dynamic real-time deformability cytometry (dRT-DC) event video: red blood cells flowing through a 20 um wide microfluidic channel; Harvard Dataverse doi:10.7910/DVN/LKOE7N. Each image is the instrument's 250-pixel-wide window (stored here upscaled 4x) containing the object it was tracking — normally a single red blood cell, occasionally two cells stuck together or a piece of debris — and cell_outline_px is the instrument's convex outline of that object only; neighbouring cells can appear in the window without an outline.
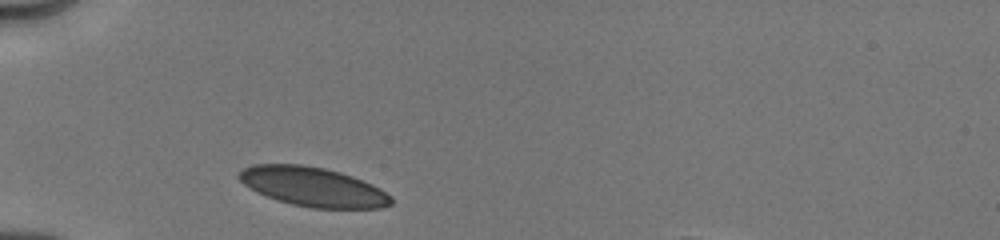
{"species": "human", "species_latin": "Homo sapiens", "temperature_condition": "cold", "stored_images_in_passage": 17, "camera_frame_rate_fps": 3000, "um_per_image_px": 0.085, "donor": {"sex": "male"}, "frame": {"image": 1, "passage_image": 1, "time_ms": 0.0, "image_size_px": [1000, 240], "cell_outline_px": [[392, 204], [384, 208], [312, 208], [292, 204], [256, 192], [244, 184], [236, 176], [244, 168], [252, 164], [300, 164], [324, 168], [340, 172], [352, 176], [372, 184], [380, 188], [392, 196]], "centroid_in_image_um": [26.63, 15.87], "position_along_channel_um": 58.4, "area_um2": 34.74}}
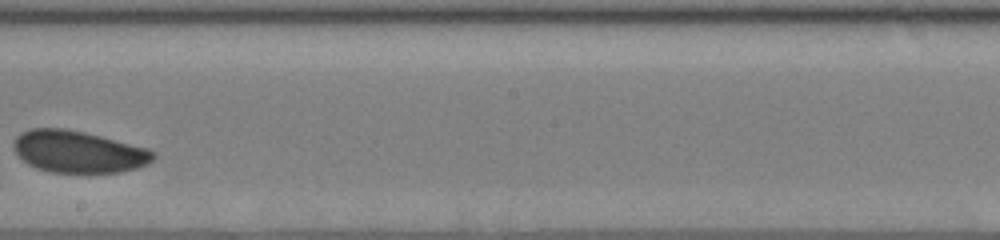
{"frame": {"image": 2, "passage_image": 10, "time_ms": 5.0, "image_size_px": [1000, 240], "cell_outline_px": [[156, 156], [148, 164], [136, 168], [120, 172], [52, 172], [36, 168], [28, 164], [12, 148], [12, 140], [20, 132], [28, 128], [64, 128], [84, 132], [148, 148], [156, 152]], "centroid_in_image_um": [6.64, 12.88], "position_along_channel_um": 241.6, "area_um2": 34.22}}
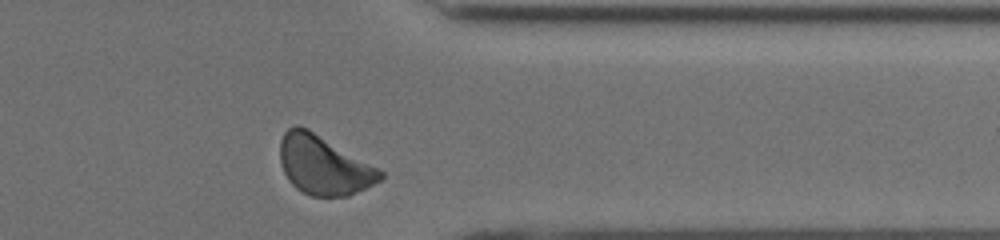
{"frame": {"image": 3, "passage_image": 17, "time_ms": 8.667, "image_size_px": [1000, 240], "cell_outline_px": [[384, 176], [380, 180], [348, 196], [312, 196], [296, 188], [288, 180], [284, 172], [280, 160], [280, 140], [284, 132], [288, 128], [296, 124], [308, 128], [384, 172]], "centroid_in_image_um": [27.47, 14.03], "position_along_channel_um": 383.9, "area_um2": 34.04}, "authors_computed_cell_mechanics": {"area_um2": 34.2176, "velocity_mm_per_s": 3.9594, "shape_relaxation_time_tau1_ms": 2.0221, "shape_relaxation_time_tau2_ms": 2.8573, "deformation_change_tau1": 0.067, "deformation_change_tau2": 0.0658}}